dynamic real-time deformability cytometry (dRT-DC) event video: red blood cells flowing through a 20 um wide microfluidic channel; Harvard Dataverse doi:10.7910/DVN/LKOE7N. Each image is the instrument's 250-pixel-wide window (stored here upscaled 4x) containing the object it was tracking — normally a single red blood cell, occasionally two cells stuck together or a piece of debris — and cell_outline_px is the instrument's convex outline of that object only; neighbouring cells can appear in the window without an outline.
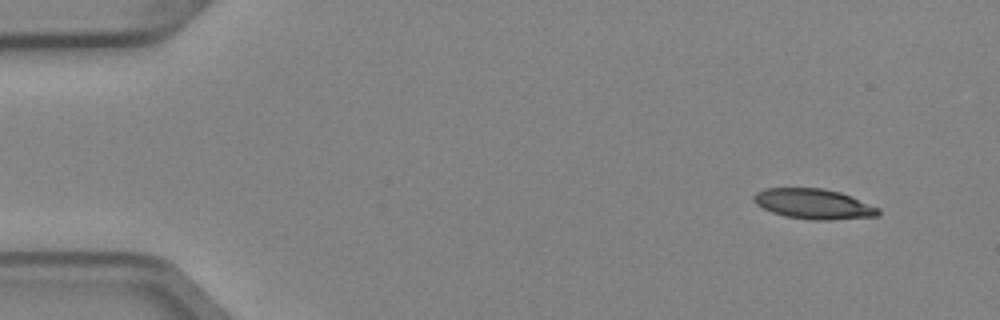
{"species": "Egyptian fruit bat (a non-hibernating species)", "species_latin": "Rousettus aegyptiacus", "temperature_condition": "cold", "stored_images_in_passage": 3, "camera_frame_rate_fps": 3000, "um_per_image_px": 0.085, "animal": {"sex": "female"}, "frame": {"image": 1, "passage_image": 1, "time_ms": 0.0, "image_size_px": [1000, 320], "cell_outline_px": [[880, 212], [876, 216], [828, 220], [816, 220], [784, 216], [772, 212], [756, 204], [752, 200], [752, 196], [756, 192], [764, 188], [824, 188], [840, 192], [852, 196], [880, 208]], "centroid_in_image_um": [69.14, 17.32], "position_along_channel_um": 15.9, "area_um2": 21.96}}